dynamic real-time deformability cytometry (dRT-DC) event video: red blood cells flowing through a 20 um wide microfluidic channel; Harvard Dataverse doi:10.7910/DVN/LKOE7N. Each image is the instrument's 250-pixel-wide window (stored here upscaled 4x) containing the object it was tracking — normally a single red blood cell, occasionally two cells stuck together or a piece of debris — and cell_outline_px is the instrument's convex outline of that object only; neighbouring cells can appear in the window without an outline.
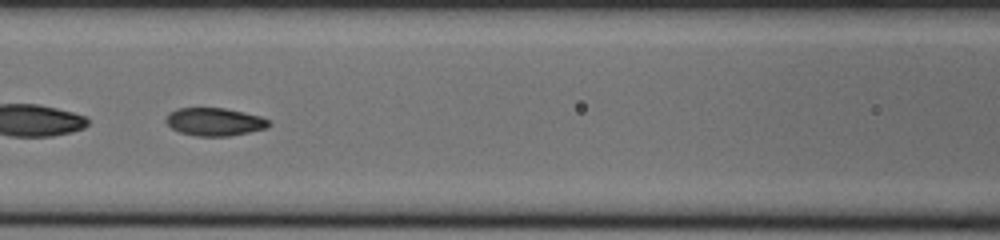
{"species": "common noctule bat (a hibernating species)", "species_latin": "Nyctalus noctula", "temperature_condition": "cold", "stored_images_in_passage": 52, "segment_of_instrument_passage": [2, 2], "camera_frame_rate_fps": 3000, "um_per_image_px": 0.085, "animal": {"sex": "male", "body_mass_g": 20.0, "forearm_length_mm": 53.3}, "frame": {"image": 1, "passage_image": 22, "time_ms": 7.0, "image_size_px": [1000, 240], "cell_outline_px": [[272, 124], [268, 128], [228, 136], [196, 136], [180, 132], [172, 128], [164, 120], [168, 112], [176, 108], [224, 108], [244, 112], [260, 116], [272, 120]], "centroid_in_image_um": [18.26, 10.34], "position_along_channel_um": 148.3, "area_um2": 16.94}}
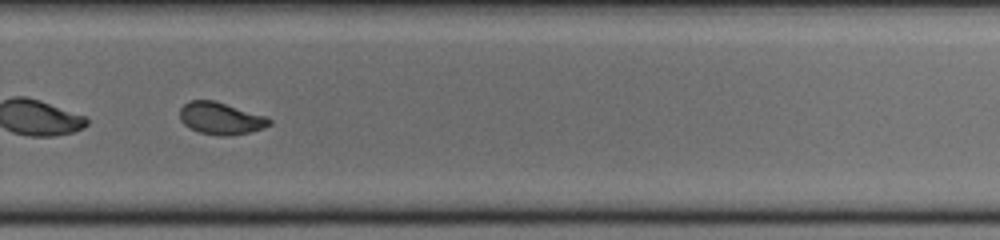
{"frame": {"image": 2, "passage_image": 35, "time_ms": 11.333, "image_size_px": [1000, 240], "cell_outline_px": [[272, 124], [264, 128], [248, 132], [228, 136], [220, 136], [200, 132], [188, 128], [180, 120], [180, 108], [188, 100], [216, 100], [268, 116], [272, 120]], "centroid_in_image_um": [18.79, 10.04], "position_along_channel_um": 311.0, "area_um2": 17.11}}